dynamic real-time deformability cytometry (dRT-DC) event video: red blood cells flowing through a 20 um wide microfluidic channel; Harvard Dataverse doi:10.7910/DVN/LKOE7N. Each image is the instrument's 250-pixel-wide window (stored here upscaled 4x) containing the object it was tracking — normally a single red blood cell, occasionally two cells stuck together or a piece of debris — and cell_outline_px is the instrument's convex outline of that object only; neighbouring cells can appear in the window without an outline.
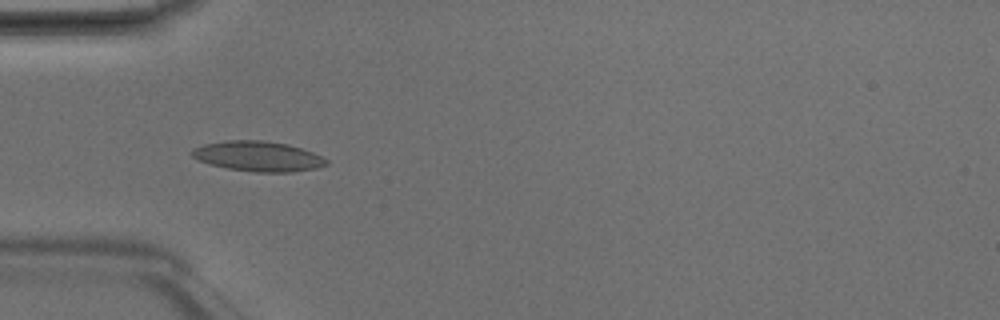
{"species": "Egyptian fruit bat (a non-hibernating species)", "species_latin": "Rousettus aegyptiacus", "temperature_condition": "room temperature", "stored_images_in_passage": 7, "camera_frame_rate_fps": 3000, "um_per_image_px": 0.085, "animal": {"sex": "male"}, "frame": {"image": 1, "passage_image": 4, "time_ms": 1.0, "image_size_px": [1000, 320], "cell_outline_px": [[328, 164], [316, 168], [292, 172], [256, 172], [228, 168], [212, 164], [200, 160], [192, 156], [188, 152], [192, 148], [204, 144], [228, 140], [260, 140], [288, 144], [312, 152], [328, 160]], "centroid_in_image_um": [21.92, 13.28], "position_along_channel_um": 63.1, "area_um2": 23.41}}